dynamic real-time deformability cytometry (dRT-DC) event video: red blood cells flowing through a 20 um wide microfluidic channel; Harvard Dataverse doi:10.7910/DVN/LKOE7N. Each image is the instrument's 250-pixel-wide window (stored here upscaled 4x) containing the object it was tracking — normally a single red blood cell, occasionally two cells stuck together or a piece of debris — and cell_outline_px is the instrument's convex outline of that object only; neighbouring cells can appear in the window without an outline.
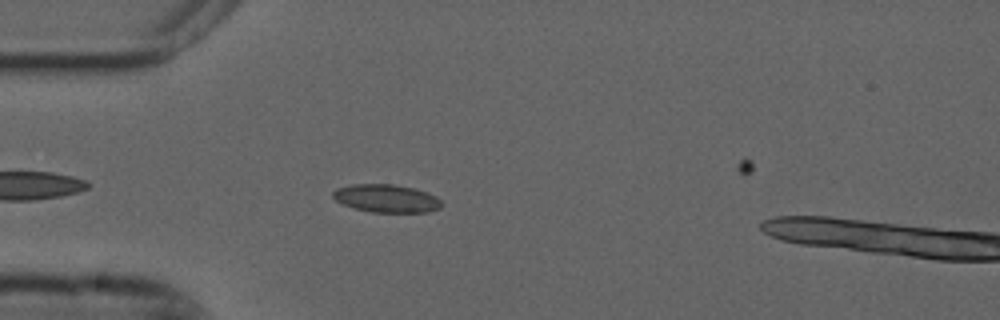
{"species": "common noctule bat (a hibernating species)", "species_latin": "Nyctalus noctula", "temperature_condition": "cold", "stored_images_in_passage": 37, "camera_frame_rate_fps": 3000, "um_per_image_px": 0.085, "animal": {"sex": "male", "forearm_length_mm": 52.5}, "frame": {"image": 1, "passage_image": 5, "time_ms": 1.333, "image_size_px": [1000, 320], "cell_outline_px": [[444, 204], [440, 208], [428, 212], [372, 212], [356, 208], [344, 204], [336, 200], [332, 196], [332, 192], [336, 188], [352, 184], [396, 184], [428, 192], [436, 196]], "centroid_in_image_um": [32.87, 16.85], "position_along_channel_um": 52.1, "area_um2": 17.74}}
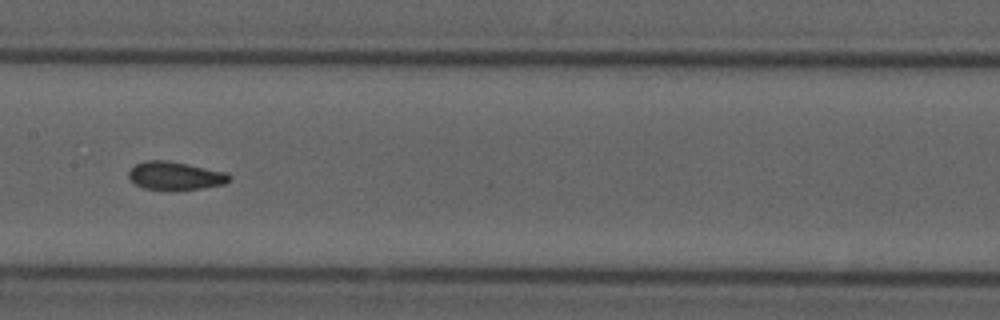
{"frame": {"image": 2, "passage_image": 17, "time_ms": 5.333, "image_size_px": [1000, 320], "cell_outline_px": [[232, 176], [224, 184], [204, 188], [144, 188], [136, 184], [128, 176], [128, 172], [136, 164], [148, 160], [168, 160], [228, 172]], "centroid_in_image_um": [14.93, 14.9], "position_along_channel_um": 192.5, "area_um2": 16.07}}
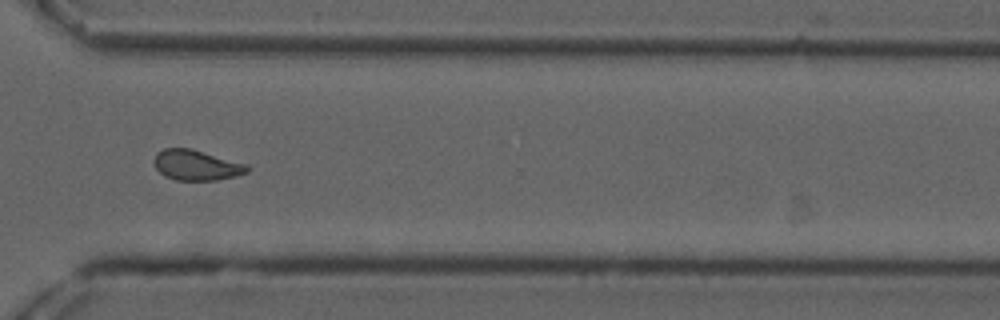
{"frame": {"image": 3, "passage_image": 30, "time_ms": 9.667, "image_size_px": [1000, 320], "cell_outline_px": [[248, 172], [236, 176], [216, 180], [176, 180], [164, 176], [156, 168], [152, 160], [156, 152], [164, 148], [192, 148], [248, 164]], "centroid_in_image_um": [16.67, 14.02], "position_along_channel_um": 353.9, "area_um2": 16.7}, "authors_computed_cell_mechanics": {"area_um2": 16.5886, "velocity_mm_per_s": 3.7339, "shape_relaxation_time_tau1_ms": null, "shape_relaxation_time_tau2_ms": 1.7031, "deformation_change_tau1": null, "deformation_change_tau2": 0.0661}}